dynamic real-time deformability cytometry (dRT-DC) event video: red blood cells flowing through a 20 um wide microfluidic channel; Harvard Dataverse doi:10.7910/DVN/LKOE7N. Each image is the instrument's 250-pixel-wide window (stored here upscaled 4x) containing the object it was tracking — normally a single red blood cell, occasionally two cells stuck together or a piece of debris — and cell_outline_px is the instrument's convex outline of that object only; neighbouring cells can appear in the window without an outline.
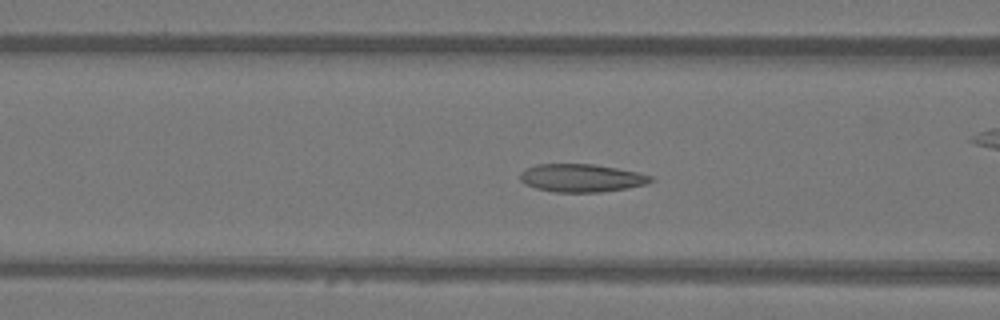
{"species": "Egyptian fruit bat (a non-hibernating species)", "species_latin": "Rousettus aegyptiacus", "temperature_condition": "warm", "stored_images_in_passage": 36, "segment_of_instrument_passage": [1, 2], "camera_frame_rate_fps": 3000, "um_per_image_px": 0.085, "animal": {"sex": "female"}, "frame": {"image": 1, "passage_image": 5, "time_ms": 1.333, "image_size_px": [1000, 320], "cell_outline_px": [[652, 180], [644, 184], [624, 188], [600, 192], [556, 192], [536, 188], [524, 184], [520, 180], [520, 172], [536, 164], [592, 164], [640, 172], [652, 176]], "centroid_in_image_um": [49.39, 15.12], "position_along_channel_um": 117.2, "area_um2": 21.1}}
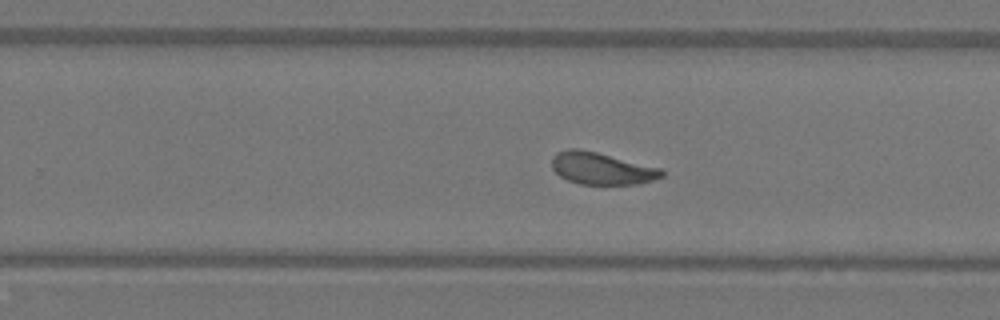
{"frame": {"image": 2, "passage_image": 17, "time_ms": 5.333, "image_size_px": [1000, 320], "cell_outline_px": [[664, 176], [640, 184], [580, 184], [568, 180], [560, 176], [552, 168], [552, 156], [556, 152], [568, 148], [580, 148], [664, 168]], "centroid_in_image_um": [51.16, 14.3], "position_along_channel_um": 278.6, "area_um2": 20.81}}
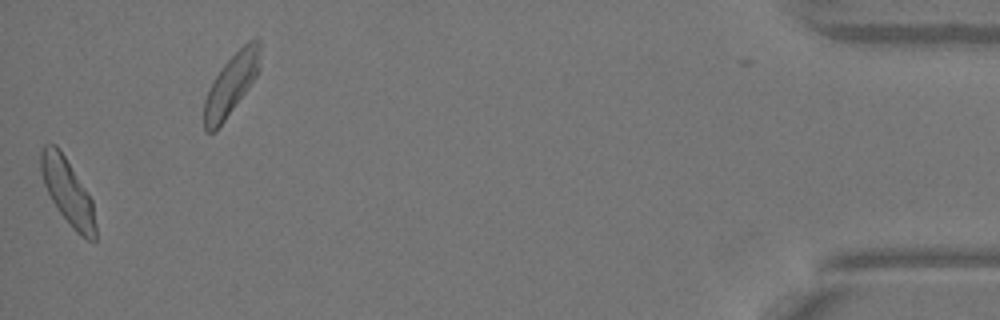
{"frame": {"image": 3, "passage_image": 35, "time_ms": 11.333, "image_size_px": [1000, 320], "cell_outline_px": [[96, 240], [88, 240], [80, 236], [72, 228], [60, 212], [52, 200], [44, 184], [40, 172], [40, 152], [44, 144], [56, 144], [88, 192], [92, 200], [96, 224]], "centroid_in_image_um": [5.75, 16.3], "position_along_channel_um": 429.4, "area_um2": 20.87}}